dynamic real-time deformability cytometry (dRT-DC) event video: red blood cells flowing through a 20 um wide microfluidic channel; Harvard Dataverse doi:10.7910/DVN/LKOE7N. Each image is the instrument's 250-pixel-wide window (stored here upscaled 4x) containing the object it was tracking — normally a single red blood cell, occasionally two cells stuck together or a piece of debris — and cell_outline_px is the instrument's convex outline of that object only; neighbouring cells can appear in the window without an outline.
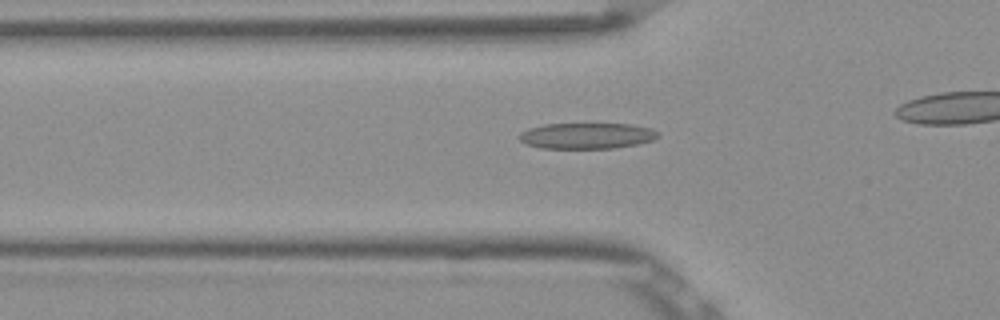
{"species": "Egyptian fruit bat (a non-hibernating species)", "species_latin": "Rousettus aegyptiacus", "temperature_condition": "room temperature", "stored_images_in_passage": 43, "camera_frame_rate_fps": 3000, "um_per_image_px": 0.085, "frame": {"image": 1, "passage_image": 18, "time_ms": 5.667, "image_size_px": [1000, 320], "cell_outline_px": [[660, 136], [652, 140], [636, 144], [612, 148], [540, 148], [528, 144], [520, 140], [520, 132], [528, 128], [544, 124], [632, 124], [652, 128], [660, 132]], "centroid_in_image_um": [49.91, 11.53], "position_along_channel_um": 75.9, "area_um2": 20.92}}
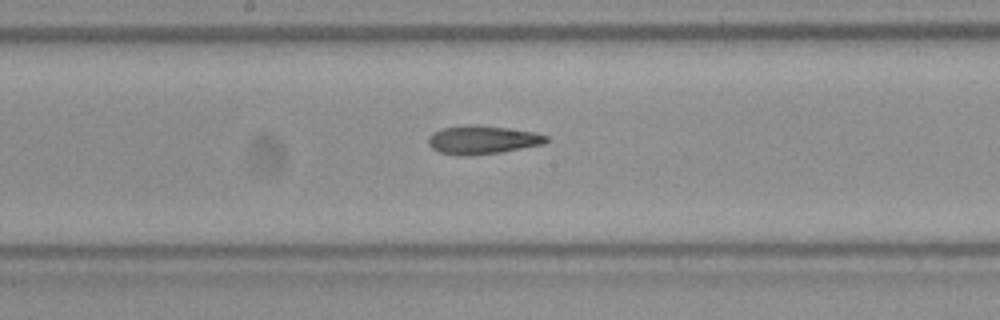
{"frame": {"image": 2, "passage_image": 28, "time_ms": 9.0, "image_size_px": [1000, 320], "cell_outline_px": [[548, 140], [544, 144], [500, 152], [468, 156], [456, 156], [436, 152], [428, 144], [428, 136], [432, 132], [440, 128], [464, 124], [476, 124], [508, 128], [536, 132], [548, 136]], "centroid_in_image_um": [40.94, 11.88], "position_along_channel_um": 207.3, "area_um2": 20.06}}
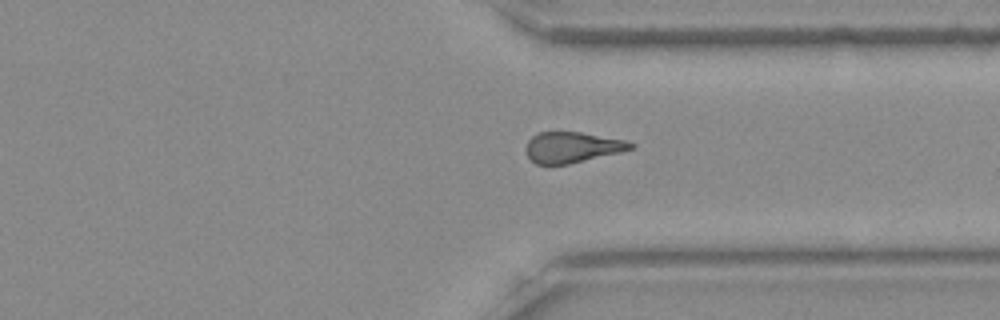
{"frame": {"image": 3, "passage_image": 40, "time_ms": 13.0, "image_size_px": [1000, 320], "cell_outline_px": [[636, 144], [632, 148], [620, 152], [568, 164], [536, 164], [528, 156], [524, 148], [528, 140], [532, 136], [540, 132], [580, 132], [624, 140]], "centroid_in_image_um": [48.6, 12.51], "position_along_channel_um": 362.8, "area_um2": 18.55}}